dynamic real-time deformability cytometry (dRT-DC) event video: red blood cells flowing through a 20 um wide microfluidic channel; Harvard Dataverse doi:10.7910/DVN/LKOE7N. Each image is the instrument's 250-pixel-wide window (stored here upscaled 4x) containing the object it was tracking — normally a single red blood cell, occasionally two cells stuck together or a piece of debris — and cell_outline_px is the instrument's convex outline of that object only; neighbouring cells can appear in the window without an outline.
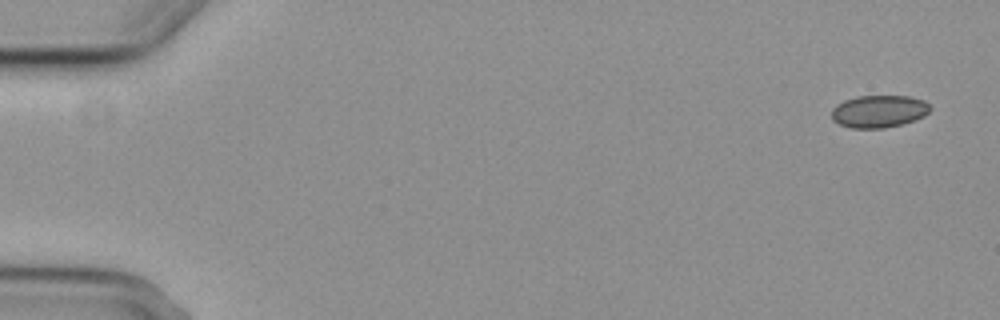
{"species": "common noctule bat (a hibernating species)", "species_latin": "Nyctalus noctula", "temperature_condition": "cold", "stored_images_in_passage": 5, "camera_frame_rate_fps": 3000, "um_per_image_px": 0.085, "animal": {"sex": "female", "body_mass_g": 29.2, "forearm_length_mm": 56.3}, "frame": {"image": 1, "passage_image": 1, "time_ms": 0.0, "image_size_px": [1000, 320], "cell_outline_px": [[932, 108], [924, 116], [916, 120], [884, 128], [852, 128], [840, 124], [832, 120], [832, 108], [836, 104], [844, 100], [856, 96], [912, 96], [924, 100]], "centroid_in_image_um": [74.71, 9.45], "position_along_channel_um": 10.3, "area_um2": 18.73}}
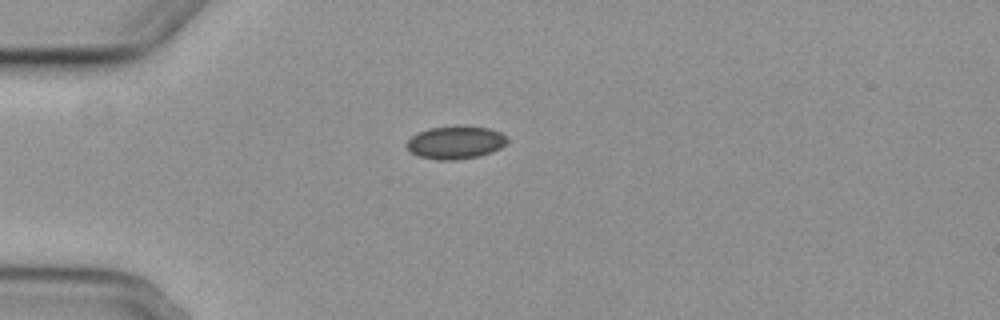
{"frame": {"image": 2, "passage_image": 4, "time_ms": 4.333, "image_size_px": [1000, 320], "cell_outline_px": [[508, 140], [500, 148], [492, 152], [480, 156], [452, 160], [440, 160], [420, 156], [412, 152], [404, 144], [412, 136], [428, 128], [460, 124], [488, 128], [500, 132], [508, 136]], "centroid_in_image_um": [38.74, 12.08], "position_along_channel_um": 46.3, "area_um2": 19.48}}